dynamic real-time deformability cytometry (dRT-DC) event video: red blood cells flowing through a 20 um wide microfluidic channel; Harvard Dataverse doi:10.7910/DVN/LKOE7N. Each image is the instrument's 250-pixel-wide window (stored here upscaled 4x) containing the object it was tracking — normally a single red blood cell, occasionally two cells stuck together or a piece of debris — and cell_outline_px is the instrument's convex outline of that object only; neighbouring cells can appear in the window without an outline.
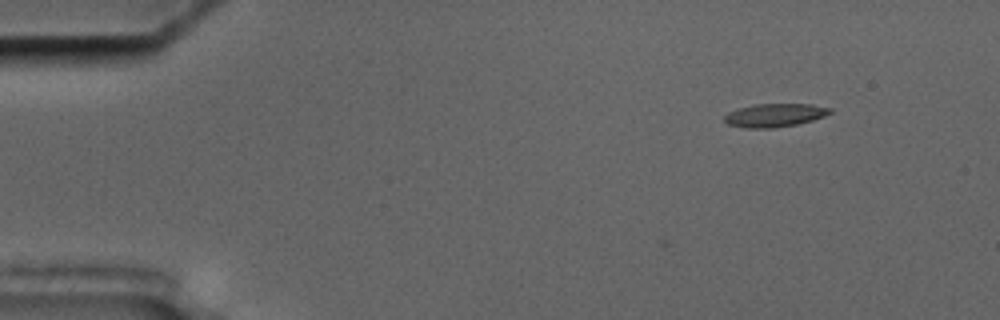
{"species": "common noctule bat (a hibernating species)", "species_latin": "Nyctalus noctula", "temperature_condition": "cold", "stored_images_in_passage": 10, "camera_frame_rate_fps": 3000, "um_per_image_px": 0.085, "animal": {"sex": "male", "body_mass_g": 17.5, "forearm_length_mm": 52.3}, "frame": {"image": 1, "passage_image": 1, "time_ms": 0.0, "image_size_px": [1000, 320], "cell_outline_px": [[832, 112], [824, 116], [812, 120], [796, 124], [772, 128], [744, 128], [728, 124], [724, 120], [724, 116], [728, 112], [736, 108], [756, 104], [812, 104], [832, 108]], "centroid_in_image_um": [65.83, 9.79], "position_along_channel_um": 19.2, "area_um2": 14.39}}